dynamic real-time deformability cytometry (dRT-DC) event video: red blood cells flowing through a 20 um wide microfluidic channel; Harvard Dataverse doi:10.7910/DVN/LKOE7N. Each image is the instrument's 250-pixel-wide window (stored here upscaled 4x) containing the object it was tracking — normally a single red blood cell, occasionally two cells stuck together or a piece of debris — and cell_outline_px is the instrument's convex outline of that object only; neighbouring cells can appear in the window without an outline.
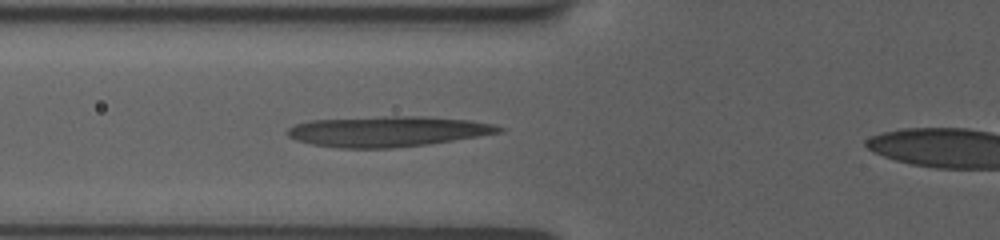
{"species": "human", "species_latin": "Homo sapiens", "temperature_condition": "room temperature", "stored_images_in_passage": 3, "camera_frame_rate_fps": 3000, "um_per_image_px": 0.085, "donor": {"sex": "female"}, "frame": {"image": 1, "passage_image": 3, "time_ms": 2.333, "image_size_px": [1000, 240], "cell_outline_px": [[504, 128], [500, 132], [428, 144], [392, 148], [336, 148], [312, 144], [296, 140], [288, 136], [288, 128], [296, 124], [312, 120], [392, 116], [416, 116], [468, 120], [492, 124]], "centroid_in_image_um": [32.89, 11.18], "position_along_channel_um": 92.9, "area_um2": 36.99}}